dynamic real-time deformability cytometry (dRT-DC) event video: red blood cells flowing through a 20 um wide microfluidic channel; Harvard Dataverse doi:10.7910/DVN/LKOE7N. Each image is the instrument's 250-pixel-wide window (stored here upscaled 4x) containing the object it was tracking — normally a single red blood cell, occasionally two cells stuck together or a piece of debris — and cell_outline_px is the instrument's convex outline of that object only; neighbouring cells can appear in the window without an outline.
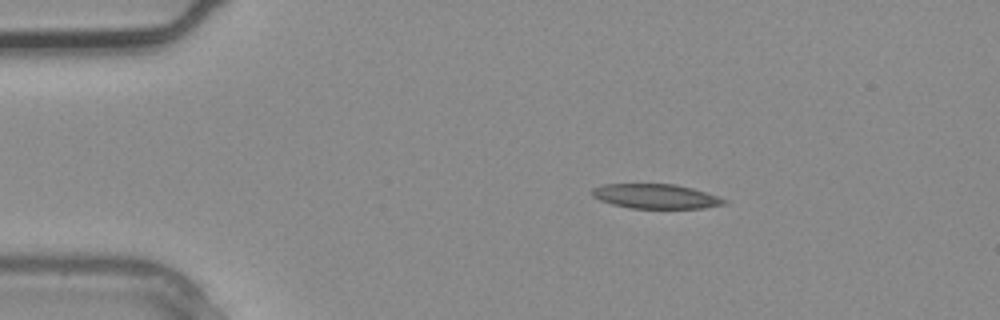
{"species": "common noctule bat (a hibernating species)", "species_latin": "Nyctalus noctula", "temperature_condition": "warm", "stored_images_in_passage": 3, "camera_frame_rate_fps": 3000, "um_per_image_px": 0.085, "animal": {"sex": "male", "body_mass_g": 20.4}, "frame": {"image": 1, "passage_image": 1, "time_ms": 0.0, "image_size_px": [1000, 320], "cell_outline_px": [[728, 204], [704, 208], [632, 208], [612, 204], [600, 200], [592, 196], [588, 192], [592, 188], [604, 184], [676, 184], [692, 188], [728, 200]], "centroid_in_image_um": [55.72, 16.68], "position_along_channel_um": 29.3, "area_um2": 18.96}}